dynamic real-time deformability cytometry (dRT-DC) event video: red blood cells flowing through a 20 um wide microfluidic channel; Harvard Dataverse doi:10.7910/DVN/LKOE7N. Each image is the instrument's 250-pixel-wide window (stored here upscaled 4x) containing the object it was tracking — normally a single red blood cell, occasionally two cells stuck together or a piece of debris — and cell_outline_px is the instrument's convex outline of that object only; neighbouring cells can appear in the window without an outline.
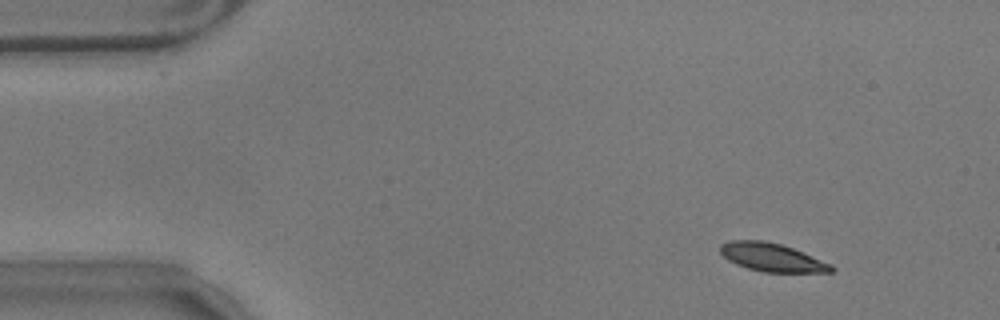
{"species": "common noctule bat (a hibernating species)", "species_latin": "Nyctalus noctula", "temperature_condition": "warm", "stored_images_in_passage": 52, "camera_frame_rate_fps": 3000, "um_per_image_px": 0.085, "animal": {"sex": "male", "body_mass_g": 17.9}, "frame": {"image": 1, "passage_image": 1, "time_ms": 0.0, "image_size_px": [1000, 320], "cell_outline_px": [[836, 268], [832, 272], [764, 272], [748, 268], [736, 264], [728, 260], [720, 252], [720, 244], [728, 240], [764, 240], [780, 244], [792, 248], [832, 264]], "centroid_in_image_um": [65.6, 21.87], "position_along_channel_um": 19.4, "area_um2": 18.26}}
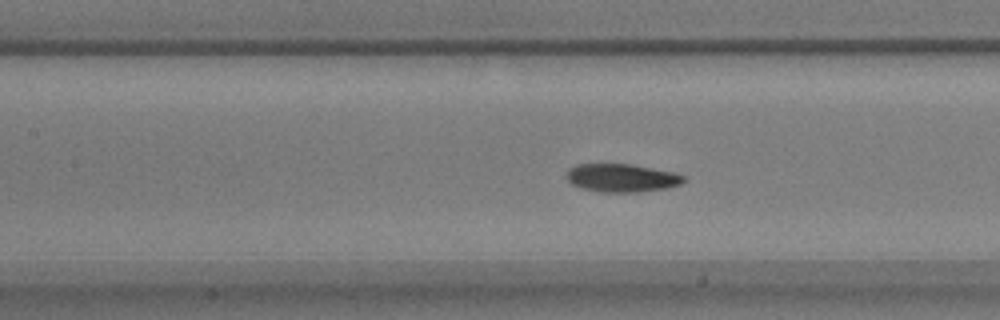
{"frame": {"image": 2, "passage_image": 20, "time_ms": 6.333, "image_size_px": [1000, 320], "cell_outline_px": [[684, 180], [680, 184], [668, 188], [640, 192], [600, 192], [580, 188], [572, 184], [568, 180], [568, 168], [576, 164], [632, 164], [676, 172], [684, 176]], "centroid_in_image_um": [52.86, 15.12], "position_along_channel_um": 154.5, "area_um2": 19.36}}
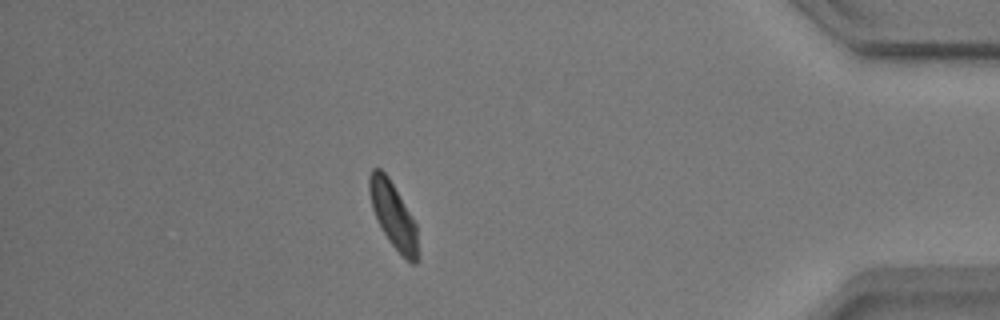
{"frame": {"image": 3, "passage_image": 45, "time_ms": 14.667, "image_size_px": [1000, 320], "cell_outline_px": [[416, 264], [412, 264], [388, 240], [376, 220], [372, 208], [368, 192], [368, 176], [372, 168], [380, 168], [388, 176], [416, 224]], "centroid_in_image_um": [33.35, 18.21], "position_along_channel_um": 401.8, "area_um2": 18.15}, "authors_computed_cell_mechanics": {"area_um2": 19.2763, "velocity_mm_per_s": 3.4914, "shape_relaxation_time_tau1_ms": 2.8771, "shape_relaxation_time_tau2_ms": 5.4071, "deformation_change_tau1": 0.1441, "deformation_change_tau2": 0.0933}}